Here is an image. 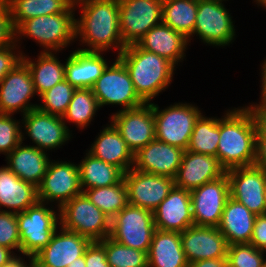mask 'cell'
Instances as JSON below:
<instances>
[{
	"instance_id": "10",
	"label": "cell",
	"mask_w": 266,
	"mask_h": 267,
	"mask_svg": "<svg viewBox=\"0 0 266 267\" xmlns=\"http://www.w3.org/2000/svg\"><path fill=\"white\" fill-rule=\"evenodd\" d=\"M119 29L125 46L137 42L162 23V3L157 0H118Z\"/></svg>"
},
{
	"instance_id": "53",
	"label": "cell",
	"mask_w": 266,
	"mask_h": 267,
	"mask_svg": "<svg viewBox=\"0 0 266 267\" xmlns=\"http://www.w3.org/2000/svg\"><path fill=\"white\" fill-rule=\"evenodd\" d=\"M24 267H40L32 258L29 260V264H26Z\"/></svg>"
},
{
	"instance_id": "28",
	"label": "cell",
	"mask_w": 266,
	"mask_h": 267,
	"mask_svg": "<svg viewBox=\"0 0 266 267\" xmlns=\"http://www.w3.org/2000/svg\"><path fill=\"white\" fill-rule=\"evenodd\" d=\"M21 142L6 157L7 167L23 181L38 187L46 174L50 159L46 152Z\"/></svg>"
},
{
	"instance_id": "16",
	"label": "cell",
	"mask_w": 266,
	"mask_h": 267,
	"mask_svg": "<svg viewBox=\"0 0 266 267\" xmlns=\"http://www.w3.org/2000/svg\"><path fill=\"white\" fill-rule=\"evenodd\" d=\"M128 203L153 212L175 186L174 179L131 168L124 174Z\"/></svg>"
},
{
	"instance_id": "30",
	"label": "cell",
	"mask_w": 266,
	"mask_h": 267,
	"mask_svg": "<svg viewBox=\"0 0 266 267\" xmlns=\"http://www.w3.org/2000/svg\"><path fill=\"white\" fill-rule=\"evenodd\" d=\"M181 233L155 229L148 252V267H188Z\"/></svg>"
},
{
	"instance_id": "29",
	"label": "cell",
	"mask_w": 266,
	"mask_h": 267,
	"mask_svg": "<svg viewBox=\"0 0 266 267\" xmlns=\"http://www.w3.org/2000/svg\"><path fill=\"white\" fill-rule=\"evenodd\" d=\"M256 216L233 198L227 199L218 229L228 245L250 243Z\"/></svg>"
},
{
	"instance_id": "2",
	"label": "cell",
	"mask_w": 266,
	"mask_h": 267,
	"mask_svg": "<svg viewBox=\"0 0 266 267\" xmlns=\"http://www.w3.org/2000/svg\"><path fill=\"white\" fill-rule=\"evenodd\" d=\"M77 5L82 11L76 19L75 36L89 46L81 50L104 52L114 47L119 55L126 47L119 29V1L84 0Z\"/></svg>"
},
{
	"instance_id": "41",
	"label": "cell",
	"mask_w": 266,
	"mask_h": 267,
	"mask_svg": "<svg viewBox=\"0 0 266 267\" xmlns=\"http://www.w3.org/2000/svg\"><path fill=\"white\" fill-rule=\"evenodd\" d=\"M21 128L20 121L12 115L0 113V153L7 156L24 140Z\"/></svg>"
},
{
	"instance_id": "44",
	"label": "cell",
	"mask_w": 266,
	"mask_h": 267,
	"mask_svg": "<svg viewBox=\"0 0 266 267\" xmlns=\"http://www.w3.org/2000/svg\"><path fill=\"white\" fill-rule=\"evenodd\" d=\"M16 43L11 46H6L0 49V83L3 78L18 64L22 61L21 51H18V54L15 53L17 50ZM14 51V52H13Z\"/></svg>"
},
{
	"instance_id": "57",
	"label": "cell",
	"mask_w": 266,
	"mask_h": 267,
	"mask_svg": "<svg viewBox=\"0 0 266 267\" xmlns=\"http://www.w3.org/2000/svg\"><path fill=\"white\" fill-rule=\"evenodd\" d=\"M157 1L163 4V3L171 1V0H157Z\"/></svg>"
},
{
	"instance_id": "56",
	"label": "cell",
	"mask_w": 266,
	"mask_h": 267,
	"mask_svg": "<svg viewBox=\"0 0 266 267\" xmlns=\"http://www.w3.org/2000/svg\"><path fill=\"white\" fill-rule=\"evenodd\" d=\"M7 0H0V9L6 4Z\"/></svg>"
},
{
	"instance_id": "52",
	"label": "cell",
	"mask_w": 266,
	"mask_h": 267,
	"mask_svg": "<svg viewBox=\"0 0 266 267\" xmlns=\"http://www.w3.org/2000/svg\"><path fill=\"white\" fill-rule=\"evenodd\" d=\"M68 267H86L84 255L75 259V262L69 264Z\"/></svg>"
},
{
	"instance_id": "14",
	"label": "cell",
	"mask_w": 266,
	"mask_h": 267,
	"mask_svg": "<svg viewBox=\"0 0 266 267\" xmlns=\"http://www.w3.org/2000/svg\"><path fill=\"white\" fill-rule=\"evenodd\" d=\"M195 226L218 227L230 197L227 174L190 191Z\"/></svg>"
},
{
	"instance_id": "5",
	"label": "cell",
	"mask_w": 266,
	"mask_h": 267,
	"mask_svg": "<svg viewBox=\"0 0 266 267\" xmlns=\"http://www.w3.org/2000/svg\"><path fill=\"white\" fill-rule=\"evenodd\" d=\"M62 228L76 232L91 242L102 241L110 236L111 219L82 192L59 208Z\"/></svg>"
},
{
	"instance_id": "37",
	"label": "cell",
	"mask_w": 266,
	"mask_h": 267,
	"mask_svg": "<svg viewBox=\"0 0 266 267\" xmlns=\"http://www.w3.org/2000/svg\"><path fill=\"white\" fill-rule=\"evenodd\" d=\"M99 108L92 89H76L62 119L64 122L68 120L76 124L78 128H85L91 123Z\"/></svg>"
},
{
	"instance_id": "45",
	"label": "cell",
	"mask_w": 266,
	"mask_h": 267,
	"mask_svg": "<svg viewBox=\"0 0 266 267\" xmlns=\"http://www.w3.org/2000/svg\"><path fill=\"white\" fill-rule=\"evenodd\" d=\"M249 244L266 252V214L256 216L253 234Z\"/></svg>"
},
{
	"instance_id": "6",
	"label": "cell",
	"mask_w": 266,
	"mask_h": 267,
	"mask_svg": "<svg viewBox=\"0 0 266 267\" xmlns=\"http://www.w3.org/2000/svg\"><path fill=\"white\" fill-rule=\"evenodd\" d=\"M17 214L18 229L20 234V253L33 258L45 248L59 225L58 213L46 203L37 202L24 212Z\"/></svg>"
},
{
	"instance_id": "26",
	"label": "cell",
	"mask_w": 266,
	"mask_h": 267,
	"mask_svg": "<svg viewBox=\"0 0 266 267\" xmlns=\"http://www.w3.org/2000/svg\"><path fill=\"white\" fill-rule=\"evenodd\" d=\"M91 145L88 153L93 157L120 168L124 173L133 168L134 154L112 123L100 131Z\"/></svg>"
},
{
	"instance_id": "49",
	"label": "cell",
	"mask_w": 266,
	"mask_h": 267,
	"mask_svg": "<svg viewBox=\"0 0 266 267\" xmlns=\"http://www.w3.org/2000/svg\"><path fill=\"white\" fill-rule=\"evenodd\" d=\"M14 257L15 254L11 249L0 245V267L8 263Z\"/></svg>"
},
{
	"instance_id": "15",
	"label": "cell",
	"mask_w": 266,
	"mask_h": 267,
	"mask_svg": "<svg viewBox=\"0 0 266 267\" xmlns=\"http://www.w3.org/2000/svg\"><path fill=\"white\" fill-rule=\"evenodd\" d=\"M110 118V122L133 154L156 138L155 117L151 102L137 108L119 110Z\"/></svg>"
},
{
	"instance_id": "42",
	"label": "cell",
	"mask_w": 266,
	"mask_h": 267,
	"mask_svg": "<svg viewBox=\"0 0 266 267\" xmlns=\"http://www.w3.org/2000/svg\"><path fill=\"white\" fill-rule=\"evenodd\" d=\"M0 245L20 252V234L17 214L10 211H0Z\"/></svg>"
},
{
	"instance_id": "46",
	"label": "cell",
	"mask_w": 266,
	"mask_h": 267,
	"mask_svg": "<svg viewBox=\"0 0 266 267\" xmlns=\"http://www.w3.org/2000/svg\"><path fill=\"white\" fill-rule=\"evenodd\" d=\"M254 165L266 170V128L257 122Z\"/></svg>"
},
{
	"instance_id": "34",
	"label": "cell",
	"mask_w": 266,
	"mask_h": 267,
	"mask_svg": "<svg viewBox=\"0 0 266 267\" xmlns=\"http://www.w3.org/2000/svg\"><path fill=\"white\" fill-rule=\"evenodd\" d=\"M12 22L16 29L23 21L42 15L64 12L70 5L69 0H7Z\"/></svg>"
},
{
	"instance_id": "12",
	"label": "cell",
	"mask_w": 266,
	"mask_h": 267,
	"mask_svg": "<svg viewBox=\"0 0 266 267\" xmlns=\"http://www.w3.org/2000/svg\"><path fill=\"white\" fill-rule=\"evenodd\" d=\"M37 189L39 202L47 204L57 201L59 210L63 204L82 193L78 165L70 161L50 160Z\"/></svg>"
},
{
	"instance_id": "11",
	"label": "cell",
	"mask_w": 266,
	"mask_h": 267,
	"mask_svg": "<svg viewBox=\"0 0 266 267\" xmlns=\"http://www.w3.org/2000/svg\"><path fill=\"white\" fill-rule=\"evenodd\" d=\"M224 0H198L193 35L213 46H225L235 39L232 16L223 4Z\"/></svg>"
},
{
	"instance_id": "9",
	"label": "cell",
	"mask_w": 266,
	"mask_h": 267,
	"mask_svg": "<svg viewBox=\"0 0 266 267\" xmlns=\"http://www.w3.org/2000/svg\"><path fill=\"white\" fill-rule=\"evenodd\" d=\"M99 107L122 105V110L142 106L145 102L138 96L125 65L117 58L107 66L92 87Z\"/></svg>"
},
{
	"instance_id": "3",
	"label": "cell",
	"mask_w": 266,
	"mask_h": 267,
	"mask_svg": "<svg viewBox=\"0 0 266 267\" xmlns=\"http://www.w3.org/2000/svg\"><path fill=\"white\" fill-rule=\"evenodd\" d=\"M117 58L125 65L138 96L145 103H150L172 82L175 65L137 44L126 46Z\"/></svg>"
},
{
	"instance_id": "13",
	"label": "cell",
	"mask_w": 266,
	"mask_h": 267,
	"mask_svg": "<svg viewBox=\"0 0 266 267\" xmlns=\"http://www.w3.org/2000/svg\"><path fill=\"white\" fill-rule=\"evenodd\" d=\"M230 197L246 206L255 215L266 214V170L256 165L226 171Z\"/></svg>"
},
{
	"instance_id": "31",
	"label": "cell",
	"mask_w": 266,
	"mask_h": 267,
	"mask_svg": "<svg viewBox=\"0 0 266 267\" xmlns=\"http://www.w3.org/2000/svg\"><path fill=\"white\" fill-rule=\"evenodd\" d=\"M54 54L56 52L41 51L36 61L22 55V61L30 70L34 88L38 96L57 83L65 80V64H62Z\"/></svg>"
},
{
	"instance_id": "21",
	"label": "cell",
	"mask_w": 266,
	"mask_h": 267,
	"mask_svg": "<svg viewBox=\"0 0 266 267\" xmlns=\"http://www.w3.org/2000/svg\"><path fill=\"white\" fill-rule=\"evenodd\" d=\"M184 152L155 138L134 154L133 169L174 179Z\"/></svg>"
},
{
	"instance_id": "35",
	"label": "cell",
	"mask_w": 266,
	"mask_h": 267,
	"mask_svg": "<svg viewBox=\"0 0 266 267\" xmlns=\"http://www.w3.org/2000/svg\"><path fill=\"white\" fill-rule=\"evenodd\" d=\"M220 138V118L200 115L190 137L188 151L217 157Z\"/></svg>"
},
{
	"instance_id": "38",
	"label": "cell",
	"mask_w": 266,
	"mask_h": 267,
	"mask_svg": "<svg viewBox=\"0 0 266 267\" xmlns=\"http://www.w3.org/2000/svg\"><path fill=\"white\" fill-rule=\"evenodd\" d=\"M110 267H148V253L116 242L110 236L99 241Z\"/></svg>"
},
{
	"instance_id": "17",
	"label": "cell",
	"mask_w": 266,
	"mask_h": 267,
	"mask_svg": "<svg viewBox=\"0 0 266 267\" xmlns=\"http://www.w3.org/2000/svg\"><path fill=\"white\" fill-rule=\"evenodd\" d=\"M36 94L30 70L21 61L0 83V113L13 115L21 111L27 114L37 108V104L29 102Z\"/></svg>"
},
{
	"instance_id": "54",
	"label": "cell",
	"mask_w": 266,
	"mask_h": 267,
	"mask_svg": "<svg viewBox=\"0 0 266 267\" xmlns=\"http://www.w3.org/2000/svg\"><path fill=\"white\" fill-rule=\"evenodd\" d=\"M256 4L266 8V0H255Z\"/></svg>"
},
{
	"instance_id": "33",
	"label": "cell",
	"mask_w": 266,
	"mask_h": 267,
	"mask_svg": "<svg viewBox=\"0 0 266 267\" xmlns=\"http://www.w3.org/2000/svg\"><path fill=\"white\" fill-rule=\"evenodd\" d=\"M198 0H171L162 4V23L183 34L190 42Z\"/></svg>"
},
{
	"instance_id": "18",
	"label": "cell",
	"mask_w": 266,
	"mask_h": 267,
	"mask_svg": "<svg viewBox=\"0 0 266 267\" xmlns=\"http://www.w3.org/2000/svg\"><path fill=\"white\" fill-rule=\"evenodd\" d=\"M21 121H23L22 127H25V133L36 144L32 146L44 152L60 148L72 136L62 117L43 112L38 108L23 115Z\"/></svg>"
},
{
	"instance_id": "40",
	"label": "cell",
	"mask_w": 266,
	"mask_h": 267,
	"mask_svg": "<svg viewBox=\"0 0 266 267\" xmlns=\"http://www.w3.org/2000/svg\"><path fill=\"white\" fill-rule=\"evenodd\" d=\"M264 253L249 243L228 245V267H264Z\"/></svg>"
},
{
	"instance_id": "25",
	"label": "cell",
	"mask_w": 266,
	"mask_h": 267,
	"mask_svg": "<svg viewBox=\"0 0 266 267\" xmlns=\"http://www.w3.org/2000/svg\"><path fill=\"white\" fill-rule=\"evenodd\" d=\"M189 40L181 33L161 23L152 27L137 45L146 51L166 58L175 66L185 57Z\"/></svg>"
},
{
	"instance_id": "55",
	"label": "cell",
	"mask_w": 266,
	"mask_h": 267,
	"mask_svg": "<svg viewBox=\"0 0 266 267\" xmlns=\"http://www.w3.org/2000/svg\"><path fill=\"white\" fill-rule=\"evenodd\" d=\"M69 1H70L71 4L76 5V4H78L79 2H82V1H84V0H69Z\"/></svg>"
},
{
	"instance_id": "19",
	"label": "cell",
	"mask_w": 266,
	"mask_h": 267,
	"mask_svg": "<svg viewBox=\"0 0 266 267\" xmlns=\"http://www.w3.org/2000/svg\"><path fill=\"white\" fill-rule=\"evenodd\" d=\"M181 243L188 263L227 258L228 243L218 227L190 226L181 232Z\"/></svg>"
},
{
	"instance_id": "51",
	"label": "cell",
	"mask_w": 266,
	"mask_h": 267,
	"mask_svg": "<svg viewBox=\"0 0 266 267\" xmlns=\"http://www.w3.org/2000/svg\"><path fill=\"white\" fill-rule=\"evenodd\" d=\"M27 264V262L24 261V259L20 256H16L12 258L8 263L2 265L1 267H24Z\"/></svg>"
},
{
	"instance_id": "50",
	"label": "cell",
	"mask_w": 266,
	"mask_h": 267,
	"mask_svg": "<svg viewBox=\"0 0 266 267\" xmlns=\"http://www.w3.org/2000/svg\"><path fill=\"white\" fill-rule=\"evenodd\" d=\"M263 64V66H262V80H261V82H262V85H261V97H260V99H261V102H266V59H265V61H264V63H262Z\"/></svg>"
},
{
	"instance_id": "20",
	"label": "cell",
	"mask_w": 266,
	"mask_h": 267,
	"mask_svg": "<svg viewBox=\"0 0 266 267\" xmlns=\"http://www.w3.org/2000/svg\"><path fill=\"white\" fill-rule=\"evenodd\" d=\"M60 228V233L56 229L49 244L32 258L40 267H68L83 256L91 242L76 232Z\"/></svg>"
},
{
	"instance_id": "1",
	"label": "cell",
	"mask_w": 266,
	"mask_h": 267,
	"mask_svg": "<svg viewBox=\"0 0 266 267\" xmlns=\"http://www.w3.org/2000/svg\"><path fill=\"white\" fill-rule=\"evenodd\" d=\"M220 119L217 158L228 171L255 163L257 117L249 106L226 111Z\"/></svg>"
},
{
	"instance_id": "39",
	"label": "cell",
	"mask_w": 266,
	"mask_h": 267,
	"mask_svg": "<svg viewBox=\"0 0 266 267\" xmlns=\"http://www.w3.org/2000/svg\"><path fill=\"white\" fill-rule=\"evenodd\" d=\"M75 90V87L63 80L39 96L43 105L38 104L37 108L43 112L62 117Z\"/></svg>"
},
{
	"instance_id": "4",
	"label": "cell",
	"mask_w": 266,
	"mask_h": 267,
	"mask_svg": "<svg viewBox=\"0 0 266 267\" xmlns=\"http://www.w3.org/2000/svg\"><path fill=\"white\" fill-rule=\"evenodd\" d=\"M75 5L71 4L64 12L42 15L23 21L16 29V43L22 36L33 38L40 44L43 52H57L76 39L74 17ZM18 39V40H17Z\"/></svg>"
},
{
	"instance_id": "58",
	"label": "cell",
	"mask_w": 266,
	"mask_h": 267,
	"mask_svg": "<svg viewBox=\"0 0 266 267\" xmlns=\"http://www.w3.org/2000/svg\"><path fill=\"white\" fill-rule=\"evenodd\" d=\"M265 206H266V187H265Z\"/></svg>"
},
{
	"instance_id": "23",
	"label": "cell",
	"mask_w": 266,
	"mask_h": 267,
	"mask_svg": "<svg viewBox=\"0 0 266 267\" xmlns=\"http://www.w3.org/2000/svg\"><path fill=\"white\" fill-rule=\"evenodd\" d=\"M155 228L184 232L194 225L190 191L176 186L153 211Z\"/></svg>"
},
{
	"instance_id": "24",
	"label": "cell",
	"mask_w": 266,
	"mask_h": 267,
	"mask_svg": "<svg viewBox=\"0 0 266 267\" xmlns=\"http://www.w3.org/2000/svg\"><path fill=\"white\" fill-rule=\"evenodd\" d=\"M102 52L73 51L65 62V80L76 89H92L108 66Z\"/></svg>"
},
{
	"instance_id": "32",
	"label": "cell",
	"mask_w": 266,
	"mask_h": 267,
	"mask_svg": "<svg viewBox=\"0 0 266 267\" xmlns=\"http://www.w3.org/2000/svg\"><path fill=\"white\" fill-rule=\"evenodd\" d=\"M78 168L82 192L91 188L118 184L124 179L125 174L120 168L95 158L88 152L78 164Z\"/></svg>"
},
{
	"instance_id": "8",
	"label": "cell",
	"mask_w": 266,
	"mask_h": 267,
	"mask_svg": "<svg viewBox=\"0 0 266 267\" xmlns=\"http://www.w3.org/2000/svg\"><path fill=\"white\" fill-rule=\"evenodd\" d=\"M155 229L153 212L129 203L110 221L113 240L147 253Z\"/></svg>"
},
{
	"instance_id": "27",
	"label": "cell",
	"mask_w": 266,
	"mask_h": 267,
	"mask_svg": "<svg viewBox=\"0 0 266 267\" xmlns=\"http://www.w3.org/2000/svg\"><path fill=\"white\" fill-rule=\"evenodd\" d=\"M38 201L34 184L23 181L7 166L0 167V211L24 212ZM1 206L10 210H3Z\"/></svg>"
},
{
	"instance_id": "7",
	"label": "cell",
	"mask_w": 266,
	"mask_h": 267,
	"mask_svg": "<svg viewBox=\"0 0 266 267\" xmlns=\"http://www.w3.org/2000/svg\"><path fill=\"white\" fill-rule=\"evenodd\" d=\"M152 107L156 139L186 151L194 124L203 113L189 103L179 102L161 111L155 103H152Z\"/></svg>"
},
{
	"instance_id": "36",
	"label": "cell",
	"mask_w": 266,
	"mask_h": 267,
	"mask_svg": "<svg viewBox=\"0 0 266 267\" xmlns=\"http://www.w3.org/2000/svg\"><path fill=\"white\" fill-rule=\"evenodd\" d=\"M83 193L110 219L128 204V190L124 179L118 184L87 189Z\"/></svg>"
},
{
	"instance_id": "48",
	"label": "cell",
	"mask_w": 266,
	"mask_h": 267,
	"mask_svg": "<svg viewBox=\"0 0 266 267\" xmlns=\"http://www.w3.org/2000/svg\"><path fill=\"white\" fill-rule=\"evenodd\" d=\"M256 114L257 122L266 128V102H259V104L249 105Z\"/></svg>"
},
{
	"instance_id": "47",
	"label": "cell",
	"mask_w": 266,
	"mask_h": 267,
	"mask_svg": "<svg viewBox=\"0 0 266 267\" xmlns=\"http://www.w3.org/2000/svg\"><path fill=\"white\" fill-rule=\"evenodd\" d=\"M188 267H228L227 258L205 259L189 263Z\"/></svg>"
},
{
	"instance_id": "43",
	"label": "cell",
	"mask_w": 266,
	"mask_h": 267,
	"mask_svg": "<svg viewBox=\"0 0 266 267\" xmlns=\"http://www.w3.org/2000/svg\"><path fill=\"white\" fill-rule=\"evenodd\" d=\"M83 255L86 267H110L105 248L99 241L90 242Z\"/></svg>"
},
{
	"instance_id": "22",
	"label": "cell",
	"mask_w": 266,
	"mask_h": 267,
	"mask_svg": "<svg viewBox=\"0 0 266 267\" xmlns=\"http://www.w3.org/2000/svg\"><path fill=\"white\" fill-rule=\"evenodd\" d=\"M225 174L217 157L186 150L174 182L176 187L191 191Z\"/></svg>"
}]
</instances>
